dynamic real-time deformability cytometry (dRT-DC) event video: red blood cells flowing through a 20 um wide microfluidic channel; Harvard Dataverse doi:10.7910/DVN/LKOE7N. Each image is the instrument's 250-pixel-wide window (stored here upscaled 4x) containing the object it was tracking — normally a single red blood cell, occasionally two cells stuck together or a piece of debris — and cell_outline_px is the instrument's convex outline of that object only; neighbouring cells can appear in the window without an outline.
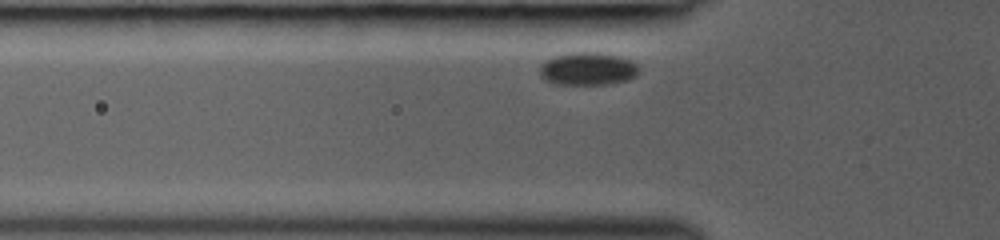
{"species": "common noctule bat (a hibernating species)", "species_latin": "Nyctalus noctula", "temperature_condition": "room temperature", "stored_images_in_passage": 12, "camera_frame_rate_fps": 3000, "um_per_image_px": 0.085, "animal": {"sex": "female", "body_mass_g": 19.0, "forearm_length_mm": 53.3}, "frame": {"image": 1, "passage_image": 3, "time_ms": 0.667, "image_size_px": [1000, 240], "cell_outline_px": [[640, 68], [636, 76], [628, 80], [604, 84], [556, 84], [544, 80], [540, 72], [540, 64], [544, 60], [556, 56], [572, 52], [596, 52], [616, 56], [632, 60]], "centroid_in_image_um": [49.95, 5.85], "position_along_channel_um": 75.8, "area_um2": 18.96}}
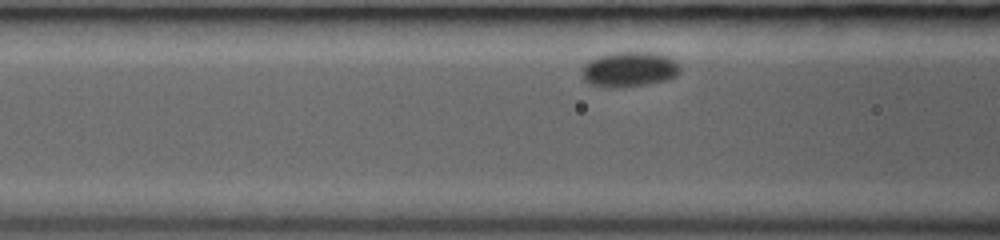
{"frame": {"image": 2, "passage_image": 6, "time_ms": 1.667, "image_size_px": [1000, 240], "cell_outline_px": [[680, 68], [676, 76], [664, 80], [644, 84], [612, 88], [608, 88], [588, 84], [584, 80], [584, 64], [588, 60], [596, 56], [612, 52], [656, 52], [668, 56]], "centroid_in_image_um": [53.44, 5.88], "position_along_channel_um": 113.2, "area_um2": 19.94}}
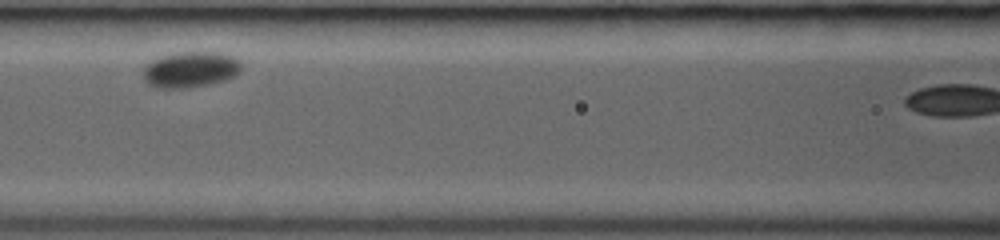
{"frame": {"image": 3, "passage_image": 9, "time_ms": 2.667, "image_size_px": [1000, 240], "cell_outline_px": [[240, 68], [232, 76], [224, 80], [208, 84], [184, 88], [156, 88], [148, 84], [144, 80], [144, 68], [152, 60], [160, 56], [176, 52], [224, 52], [240, 60]], "centroid_in_image_um": [16.16, 5.9], "position_along_channel_um": 150.4, "area_um2": 20.4}}